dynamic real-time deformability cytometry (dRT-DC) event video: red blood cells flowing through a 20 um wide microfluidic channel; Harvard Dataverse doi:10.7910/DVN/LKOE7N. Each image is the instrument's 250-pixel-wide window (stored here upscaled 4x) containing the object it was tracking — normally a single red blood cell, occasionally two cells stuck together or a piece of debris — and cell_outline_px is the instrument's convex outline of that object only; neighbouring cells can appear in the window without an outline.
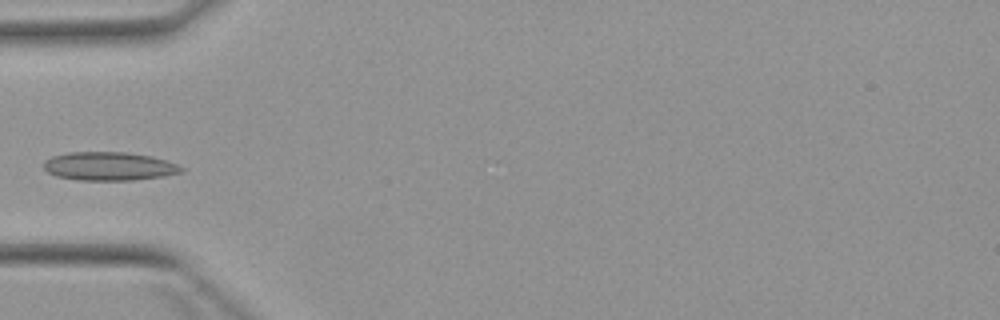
{"species": "Egyptian fruit bat (a non-hibernating species)", "species_latin": "Rousettus aegyptiacus", "temperature_condition": "warm", "stored_images_in_passage": 5, "camera_frame_rate_fps": 3000, "um_per_image_px": 0.085, "animal": {"sex": "female"}, "frame": {"image": 1, "passage_image": 4, "time_ms": 3.667, "image_size_px": [1000, 320], "cell_outline_px": [[184, 168], [180, 172], [164, 176], [132, 180], [80, 180], [56, 176], [48, 172], [44, 168], [44, 160], [52, 156], [68, 152], [124, 152], [152, 156], [176, 164]], "centroid_in_image_um": [9.24, 14.13], "position_along_channel_um": 75.8, "area_um2": 22.72}}
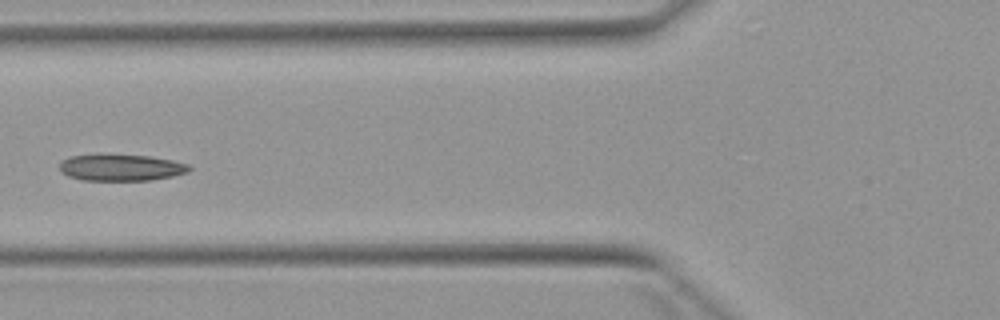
{"frame": {"image": 2, "passage_image": 5, "time_ms": 4.667, "image_size_px": [1000, 320], "cell_outline_px": [[192, 168], [188, 172], [172, 176], [152, 180], [84, 180], [68, 176], [60, 172], [60, 164], [68, 156], [152, 156], [172, 160], [188, 164]], "centroid_in_image_um": [10.33, 14.27], "position_along_channel_um": 115.5, "area_um2": 19.54}}